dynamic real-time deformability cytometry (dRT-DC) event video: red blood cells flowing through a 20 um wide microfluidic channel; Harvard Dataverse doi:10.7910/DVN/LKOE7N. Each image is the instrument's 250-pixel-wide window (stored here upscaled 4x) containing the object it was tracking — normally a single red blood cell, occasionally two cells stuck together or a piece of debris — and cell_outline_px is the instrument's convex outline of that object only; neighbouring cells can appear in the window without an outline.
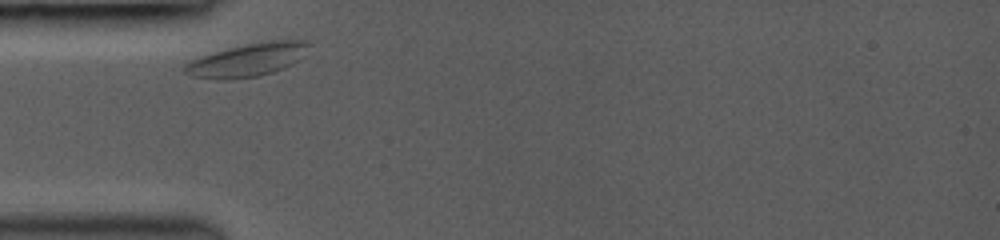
{"species": "common noctule bat (a hibernating species)", "species_latin": "Nyctalus noctula", "temperature_condition": "room temperature", "stored_images_in_passage": 6, "camera_frame_rate_fps": 3000, "um_per_image_px": 0.085, "animal": {"sex": "female", "body_mass_g": 19.0, "forearm_length_mm": 53.3}, "frame": {"image": 1, "passage_image": 1, "time_ms": 0.0, "image_size_px": [1000, 240], "cell_outline_px": [[308, 44], [304, 56], [292, 64], [284, 68], [272, 72], [256, 76], [232, 80], [216, 80], [192, 76], [184, 72], [180, 68], [184, 64], [200, 56], [228, 48], [248, 44], [272, 40], [308, 40]], "centroid_in_image_um": [20.99, 5.11], "position_along_channel_um": 64.0, "area_um2": 23.99}}
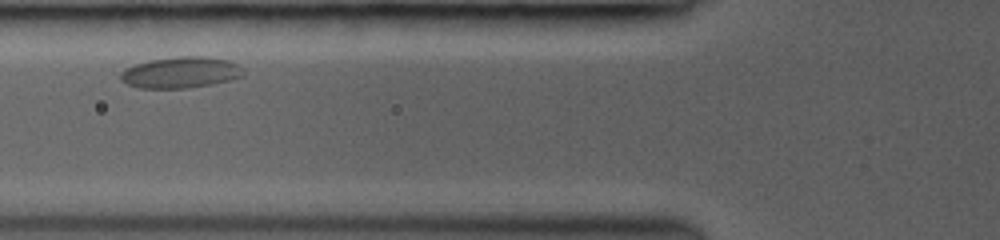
{"frame": {"image": 2, "passage_image": 4, "time_ms": 1.333, "image_size_px": [1000, 240], "cell_outline_px": [[244, 76], [212, 84], [184, 88], [140, 88], [128, 84], [120, 80], [120, 72], [124, 68], [148, 60], [176, 56], [208, 56], [228, 60], [236, 64], [244, 72]], "centroid_in_image_um": [15.33, 6.15], "position_along_channel_um": 110.5, "area_um2": 22.37}}